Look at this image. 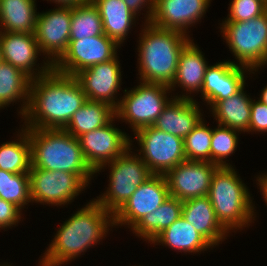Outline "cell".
Segmentation results:
<instances>
[{
    "label": "cell",
    "mask_w": 267,
    "mask_h": 266,
    "mask_svg": "<svg viewBox=\"0 0 267 266\" xmlns=\"http://www.w3.org/2000/svg\"><path fill=\"white\" fill-rule=\"evenodd\" d=\"M111 226H115L114 214L92 200L58 228L40 265L61 266L72 261L103 239Z\"/></svg>",
    "instance_id": "obj_2"
},
{
    "label": "cell",
    "mask_w": 267,
    "mask_h": 266,
    "mask_svg": "<svg viewBox=\"0 0 267 266\" xmlns=\"http://www.w3.org/2000/svg\"><path fill=\"white\" fill-rule=\"evenodd\" d=\"M99 10L103 31L118 45L124 42L134 24V14L123 0H91Z\"/></svg>",
    "instance_id": "obj_23"
},
{
    "label": "cell",
    "mask_w": 267,
    "mask_h": 266,
    "mask_svg": "<svg viewBox=\"0 0 267 266\" xmlns=\"http://www.w3.org/2000/svg\"><path fill=\"white\" fill-rule=\"evenodd\" d=\"M245 66L224 61L208 66L205 71L201 95L212 108L218 101L238 93L245 85Z\"/></svg>",
    "instance_id": "obj_18"
},
{
    "label": "cell",
    "mask_w": 267,
    "mask_h": 266,
    "mask_svg": "<svg viewBox=\"0 0 267 266\" xmlns=\"http://www.w3.org/2000/svg\"><path fill=\"white\" fill-rule=\"evenodd\" d=\"M127 7L134 13L137 14L139 11L142 10V8L146 5L148 8V11L146 14L147 19L145 22H150L151 18L153 16L154 6H155V0H123ZM143 6V7H142Z\"/></svg>",
    "instance_id": "obj_38"
},
{
    "label": "cell",
    "mask_w": 267,
    "mask_h": 266,
    "mask_svg": "<svg viewBox=\"0 0 267 266\" xmlns=\"http://www.w3.org/2000/svg\"><path fill=\"white\" fill-rule=\"evenodd\" d=\"M220 29L240 66L256 71L267 64V11L249 21H223Z\"/></svg>",
    "instance_id": "obj_6"
},
{
    "label": "cell",
    "mask_w": 267,
    "mask_h": 266,
    "mask_svg": "<svg viewBox=\"0 0 267 266\" xmlns=\"http://www.w3.org/2000/svg\"><path fill=\"white\" fill-rule=\"evenodd\" d=\"M35 7V0H0V30L35 33L38 15Z\"/></svg>",
    "instance_id": "obj_26"
},
{
    "label": "cell",
    "mask_w": 267,
    "mask_h": 266,
    "mask_svg": "<svg viewBox=\"0 0 267 266\" xmlns=\"http://www.w3.org/2000/svg\"><path fill=\"white\" fill-rule=\"evenodd\" d=\"M231 166L218 167L211 178L208 197L217 220L229 232L254 220L249 191Z\"/></svg>",
    "instance_id": "obj_5"
},
{
    "label": "cell",
    "mask_w": 267,
    "mask_h": 266,
    "mask_svg": "<svg viewBox=\"0 0 267 266\" xmlns=\"http://www.w3.org/2000/svg\"><path fill=\"white\" fill-rule=\"evenodd\" d=\"M31 80L20 69L0 60V108L23 99L24 106L19 113L24 116L29 104Z\"/></svg>",
    "instance_id": "obj_28"
},
{
    "label": "cell",
    "mask_w": 267,
    "mask_h": 266,
    "mask_svg": "<svg viewBox=\"0 0 267 266\" xmlns=\"http://www.w3.org/2000/svg\"><path fill=\"white\" fill-rule=\"evenodd\" d=\"M0 198L23 209L31 202L29 173L13 174L0 169Z\"/></svg>",
    "instance_id": "obj_32"
},
{
    "label": "cell",
    "mask_w": 267,
    "mask_h": 266,
    "mask_svg": "<svg viewBox=\"0 0 267 266\" xmlns=\"http://www.w3.org/2000/svg\"><path fill=\"white\" fill-rule=\"evenodd\" d=\"M115 118L107 125L78 138L83 155L95 173L121 156L132 145L129 136L112 125Z\"/></svg>",
    "instance_id": "obj_12"
},
{
    "label": "cell",
    "mask_w": 267,
    "mask_h": 266,
    "mask_svg": "<svg viewBox=\"0 0 267 266\" xmlns=\"http://www.w3.org/2000/svg\"><path fill=\"white\" fill-rule=\"evenodd\" d=\"M140 83L134 89H125V95L115 109V117L130 123L133 132L152 126L171 101L166 95L171 90L169 86Z\"/></svg>",
    "instance_id": "obj_8"
},
{
    "label": "cell",
    "mask_w": 267,
    "mask_h": 266,
    "mask_svg": "<svg viewBox=\"0 0 267 266\" xmlns=\"http://www.w3.org/2000/svg\"><path fill=\"white\" fill-rule=\"evenodd\" d=\"M87 101L75 78L52 69L31 80L28 109L22 117L25 129H64Z\"/></svg>",
    "instance_id": "obj_1"
},
{
    "label": "cell",
    "mask_w": 267,
    "mask_h": 266,
    "mask_svg": "<svg viewBox=\"0 0 267 266\" xmlns=\"http://www.w3.org/2000/svg\"><path fill=\"white\" fill-rule=\"evenodd\" d=\"M183 201L169 196L155 211L145 215L131 230L152 242L159 233L182 216Z\"/></svg>",
    "instance_id": "obj_27"
},
{
    "label": "cell",
    "mask_w": 267,
    "mask_h": 266,
    "mask_svg": "<svg viewBox=\"0 0 267 266\" xmlns=\"http://www.w3.org/2000/svg\"><path fill=\"white\" fill-rule=\"evenodd\" d=\"M267 132V105L258 101H251V115L248 132Z\"/></svg>",
    "instance_id": "obj_36"
},
{
    "label": "cell",
    "mask_w": 267,
    "mask_h": 266,
    "mask_svg": "<svg viewBox=\"0 0 267 266\" xmlns=\"http://www.w3.org/2000/svg\"><path fill=\"white\" fill-rule=\"evenodd\" d=\"M259 178V179H258ZM257 178L258 184L260 186V190L262 191V195L265 198V202L267 204V175H260V177Z\"/></svg>",
    "instance_id": "obj_39"
},
{
    "label": "cell",
    "mask_w": 267,
    "mask_h": 266,
    "mask_svg": "<svg viewBox=\"0 0 267 266\" xmlns=\"http://www.w3.org/2000/svg\"><path fill=\"white\" fill-rule=\"evenodd\" d=\"M229 10V17L225 22L249 21L267 11V2L265 0H232Z\"/></svg>",
    "instance_id": "obj_35"
},
{
    "label": "cell",
    "mask_w": 267,
    "mask_h": 266,
    "mask_svg": "<svg viewBox=\"0 0 267 266\" xmlns=\"http://www.w3.org/2000/svg\"><path fill=\"white\" fill-rule=\"evenodd\" d=\"M219 166L206 161H183L166 174L170 196L184 201L208 196L211 178Z\"/></svg>",
    "instance_id": "obj_15"
},
{
    "label": "cell",
    "mask_w": 267,
    "mask_h": 266,
    "mask_svg": "<svg viewBox=\"0 0 267 266\" xmlns=\"http://www.w3.org/2000/svg\"><path fill=\"white\" fill-rule=\"evenodd\" d=\"M52 1V0H50ZM54 3L60 4L61 6H74L77 4H84L90 2L91 0H53Z\"/></svg>",
    "instance_id": "obj_40"
},
{
    "label": "cell",
    "mask_w": 267,
    "mask_h": 266,
    "mask_svg": "<svg viewBox=\"0 0 267 266\" xmlns=\"http://www.w3.org/2000/svg\"><path fill=\"white\" fill-rule=\"evenodd\" d=\"M117 58L116 56L108 62L92 65L75 75L87 100L103 102L114 109L117 108L119 102L115 101L117 99L114 95L122 82L121 67Z\"/></svg>",
    "instance_id": "obj_17"
},
{
    "label": "cell",
    "mask_w": 267,
    "mask_h": 266,
    "mask_svg": "<svg viewBox=\"0 0 267 266\" xmlns=\"http://www.w3.org/2000/svg\"><path fill=\"white\" fill-rule=\"evenodd\" d=\"M31 144V166L79 174L88 184L95 172L88 165L79 139L64 129H26Z\"/></svg>",
    "instance_id": "obj_4"
},
{
    "label": "cell",
    "mask_w": 267,
    "mask_h": 266,
    "mask_svg": "<svg viewBox=\"0 0 267 266\" xmlns=\"http://www.w3.org/2000/svg\"><path fill=\"white\" fill-rule=\"evenodd\" d=\"M119 45L106 34L70 40L67 51L53 65L61 74L75 76L81 70L114 59Z\"/></svg>",
    "instance_id": "obj_11"
},
{
    "label": "cell",
    "mask_w": 267,
    "mask_h": 266,
    "mask_svg": "<svg viewBox=\"0 0 267 266\" xmlns=\"http://www.w3.org/2000/svg\"><path fill=\"white\" fill-rule=\"evenodd\" d=\"M134 135L140 145L139 155L152 174L165 175L186 160L183 138L153 126L144 127Z\"/></svg>",
    "instance_id": "obj_9"
},
{
    "label": "cell",
    "mask_w": 267,
    "mask_h": 266,
    "mask_svg": "<svg viewBox=\"0 0 267 266\" xmlns=\"http://www.w3.org/2000/svg\"><path fill=\"white\" fill-rule=\"evenodd\" d=\"M182 217L214 247L229 233L217 220L208 196L191 198L182 203Z\"/></svg>",
    "instance_id": "obj_21"
},
{
    "label": "cell",
    "mask_w": 267,
    "mask_h": 266,
    "mask_svg": "<svg viewBox=\"0 0 267 266\" xmlns=\"http://www.w3.org/2000/svg\"><path fill=\"white\" fill-rule=\"evenodd\" d=\"M239 131L218 125L213 129L211 139V163L217 164L219 167L232 166L223 161L230 154L235 153L238 144Z\"/></svg>",
    "instance_id": "obj_34"
},
{
    "label": "cell",
    "mask_w": 267,
    "mask_h": 266,
    "mask_svg": "<svg viewBox=\"0 0 267 266\" xmlns=\"http://www.w3.org/2000/svg\"><path fill=\"white\" fill-rule=\"evenodd\" d=\"M171 99L152 126L184 139L199 124L203 115L192 97L182 94V97Z\"/></svg>",
    "instance_id": "obj_20"
},
{
    "label": "cell",
    "mask_w": 267,
    "mask_h": 266,
    "mask_svg": "<svg viewBox=\"0 0 267 266\" xmlns=\"http://www.w3.org/2000/svg\"><path fill=\"white\" fill-rule=\"evenodd\" d=\"M104 34L99 10L92 1L72 6L70 40Z\"/></svg>",
    "instance_id": "obj_31"
},
{
    "label": "cell",
    "mask_w": 267,
    "mask_h": 266,
    "mask_svg": "<svg viewBox=\"0 0 267 266\" xmlns=\"http://www.w3.org/2000/svg\"><path fill=\"white\" fill-rule=\"evenodd\" d=\"M243 87L238 93L218 101L212 108V114L218 125L237 131L248 132L252 99L244 93Z\"/></svg>",
    "instance_id": "obj_24"
},
{
    "label": "cell",
    "mask_w": 267,
    "mask_h": 266,
    "mask_svg": "<svg viewBox=\"0 0 267 266\" xmlns=\"http://www.w3.org/2000/svg\"><path fill=\"white\" fill-rule=\"evenodd\" d=\"M18 141L4 142L0 146V169L16 173H29L31 167V144L27 130L21 129Z\"/></svg>",
    "instance_id": "obj_30"
},
{
    "label": "cell",
    "mask_w": 267,
    "mask_h": 266,
    "mask_svg": "<svg viewBox=\"0 0 267 266\" xmlns=\"http://www.w3.org/2000/svg\"><path fill=\"white\" fill-rule=\"evenodd\" d=\"M259 101L267 105V86L263 88Z\"/></svg>",
    "instance_id": "obj_41"
},
{
    "label": "cell",
    "mask_w": 267,
    "mask_h": 266,
    "mask_svg": "<svg viewBox=\"0 0 267 266\" xmlns=\"http://www.w3.org/2000/svg\"><path fill=\"white\" fill-rule=\"evenodd\" d=\"M40 52L34 33L0 31V60L20 69L31 79L43 76L53 69L52 63L46 60L40 71H34L37 70L34 66Z\"/></svg>",
    "instance_id": "obj_16"
},
{
    "label": "cell",
    "mask_w": 267,
    "mask_h": 266,
    "mask_svg": "<svg viewBox=\"0 0 267 266\" xmlns=\"http://www.w3.org/2000/svg\"><path fill=\"white\" fill-rule=\"evenodd\" d=\"M203 120L183 139L184 154L187 161L211 162L213 129L208 128Z\"/></svg>",
    "instance_id": "obj_33"
},
{
    "label": "cell",
    "mask_w": 267,
    "mask_h": 266,
    "mask_svg": "<svg viewBox=\"0 0 267 266\" xmlns=\"http://www.w3.org/2000/svg\"><path fill=\"white\" fill-rule=\"evenodd\" d=\"M128 148L121 156L107 163L110 166L108 190L101 197L94 199L105 210L115 214L143 184L152 173L142 158L131 155ZM138 156V157H137Z\"/></svg>",
    "instance_id": "obj_7"
},
{
    "label": "cell",
    "mask_w": 267,
    "mask_h": 266,
    "mask_svg": "<svg viewBox=\"0 0 267 266\" xmlns=\"http://www.w3.org/2000/svg\"><path fill=\"white\" fill-rule=\"evenodd\" d=\"M115 117V109L109 104L87 100L64 128L72 136L81 135L107 125Z\"/></svg>",
    "instance_id": "obj_29"
},
{
    "label": "cell",
    "mask_w": 267,
    "mask_h": 266,
    "mask_svg": "<svg viewBox=\"0 0 267 266\" xmlns=\"http://www.w3.org/2000/svg\"><path fill=\"white\" fill-rule=\"evenodd\" d=\"M161 243L180 252H201L212 245L196 229L180 216L172 225L165 228L152 241Z\"/></svg>",
    "instance_id": "obj_25"
},
{
    "label": "cell",
    "mask_w": 267,
    "mask_h": 266,
    "mask_svg": "<svg viewBox=\"0 0 267 266\" xmlns=\"http://www.w3.org/2000/svg\"><path fill=\"white\" fill-rule=\"evenodd\" d=\"M170 196L165 175L152 174L137 187L127 202L114 214L115 226L132 229L145 215L155 211Z\"/></svg>",
    "instance_id": "obj_14"
},
{
    "label": "cell",
    "mask_w": 267,
    "mask_h": 266,
    "mask_svg": "<svg viewBox=\"0 0 267 266\" xmlns=\"http://www.w3.org/2000/svg\"><path fill=\"white\" fill-rule=\"evenodd\" d=\"M21 210L14 204L0 198V228L5 229L18 224Z\"/></svg>",
    "instance_id": "obj_37"
},
{
    "label": "cell",
    "mask_w": 267,
    "mask_h": 266,
    "mask_svg": "<svg viewBox=\"0 0 267 266\" xmlns=\"http://www.w3.org/2000/svg\"><path fill=\"white\" fill-rule=\"evenodd\" d=\"M144 26L138 46L139 78L144 83L170 87L176 77L180 53L191 40L182 32L164 29L151 22Z\"/></svg>",
    "instance_id": "obj_3"
},
{
    "label": "cell",
    "mask_w": 267,
    "mask_h": 266,
    "mask_svg": "<svg viewBox=\"0 0 267 266\" xmlns=\"http://www.w3.org/2000/svg\"><path fill=\"white\" fill-rule=\"evenodd\" d=\"M211 0H155L151 23L187 35L188 26L206 13Z\"/></svg>",
    "instance_id": "obj_19"
},
{
    "label": "cell",
    "mask_w": 267,
    "mask_h": 266,
    "mask_svg": "<svg viewBox=\"0 0 267 266\" xmlns=\"http://www.w3.org/2000/svg\"><path fill=\"white\" fill-rule=\"evenodd\" d=\"M31 202L59 205L71 203L88 183L79 175L65 171H49L30 167Z\"/></svg>",
    "instance_id": "obj_10"
},
{
    "label": "cell",
    "mask_w": 267,
    "mask_h": 266,
    "mask_svg": "<svg viewBox=\"0 0 267 266\" xmlns=\"http://www.w3.org/2000/svg\"><path fill=\"white\" fill-rule=\"evenodd\" d=\"M208 64L197 45L191 40L181 51L177 66V73L170 89L176 84L186 92H201L205 71Z\"/></svg>",
    "instance_id": "obj_22"
},
{
    "label": "cell",
    "mask_w": 267,
    "mask_h": 266,
    "mask_svg": "<svg viewBox=\"0 0 267 266\" xmlns=\"http://www.w3.org/2000/svg\"><path fill=\"white\" fill-rule=\"evenodd\" d=\"M72 6H61L52 11L38 13L35 38L40 51L54 65L67 51L70 42ZM52 56V57H51Z\"/></svg>",
    "instance_id": "obj_13"
}]
</instances>
